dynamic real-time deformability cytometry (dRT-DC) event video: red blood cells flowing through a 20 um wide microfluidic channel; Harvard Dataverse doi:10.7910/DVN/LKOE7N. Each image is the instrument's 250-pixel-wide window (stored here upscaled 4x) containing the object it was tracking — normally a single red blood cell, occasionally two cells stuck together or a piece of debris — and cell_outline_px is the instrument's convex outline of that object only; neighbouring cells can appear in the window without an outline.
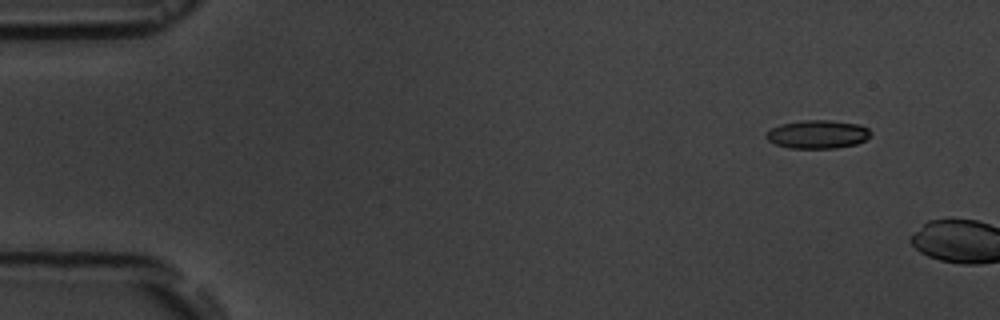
{"species": "common noctule bat (a hibernating species)", "species_latin": "Nyctalus noctula", "temperature_condition": "room temperature", "stored_images_in_passage": 2, "camera_frame_rate_fps": 3000, "um_per_image_px": 0.085, "animal": {"sex": "male", "body_mass_g": 19.5, "forearm_length_mm": 54.6}, "frame": {"image": 1, "passage_image": 1, "time_ms": 0.0, "image_size_px": [1000, 320], "cell_outline_px": [[872, 136], [856, 144], [836, 148], [788, 148], [776, 144], [768, 140], [764, 136], [772, 128], [780, 124], [800, 120], [828, 120], [860, 124], [868, 128], [872, 132]], "centroid_in_image_um": [69.52, 11.41], "position_along_channel_um": 15.5, "area_um2": 17.4}}